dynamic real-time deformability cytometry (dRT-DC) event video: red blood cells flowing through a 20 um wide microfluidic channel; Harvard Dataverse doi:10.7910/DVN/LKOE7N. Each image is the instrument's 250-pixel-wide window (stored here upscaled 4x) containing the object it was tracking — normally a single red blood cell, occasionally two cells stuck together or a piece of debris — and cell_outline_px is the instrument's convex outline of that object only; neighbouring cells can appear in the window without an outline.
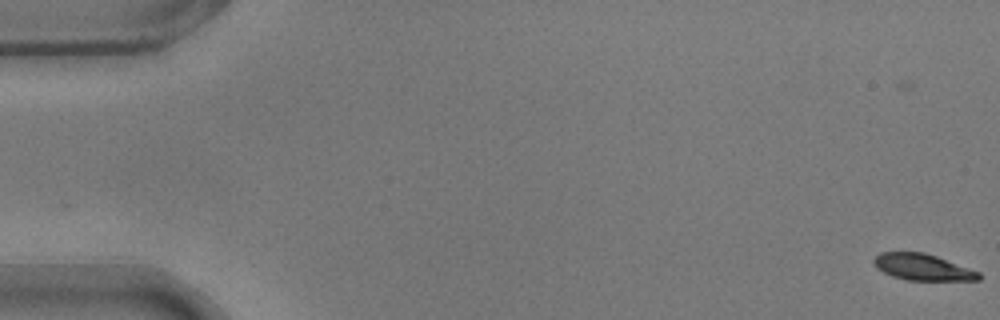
{"species": "common noctule bat (a hibernating species)", "species_latin": "Nyctalus noctula", "temperature_condition": "warm", "stored_images_in_passage": 57, "camera_frame_rate_fps": 3000, "um_per_image_px": 0.085, "animal": {"sex": "male", "body_mass_g": 17.9}, "frame": {"image": 1, "passage_image": 3, "time_ms": 0.667, "image_size_px": [1000, 320], "cell_outline_px": [[980, 280], [908, 280], [892, 276], [876, 268], [872, 260], [880, 252], [924, 252], [936, 256], [980, 272]], "centroid_in_image_um": [78.4, 22.7], "position_along_channel_um": 6.6, "area_um2": 16.01}}
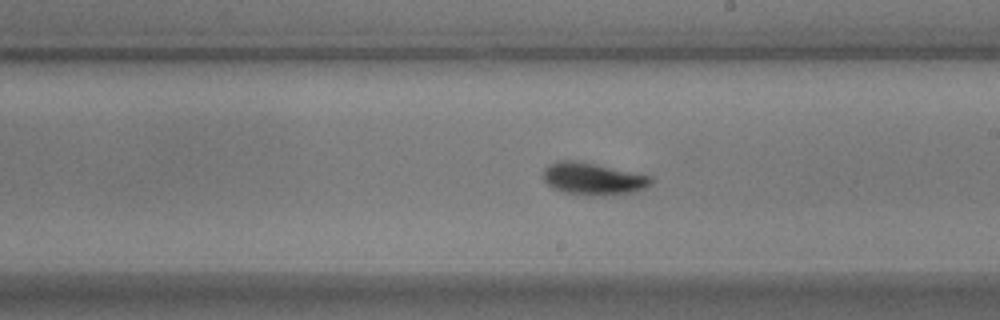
{"frame": {"image": 2, "passage_image": 34, "time_ms": 11.0, "image_size_px": [1000, 320], "cell_outline_px": [[652, 184], [636, 192], [604, 196], [600, 196], [564, 192], [552, 188], [544, 180], [544, 168], [548, 164], [556, 160], [580, 160], [652, 176]], "centroid_in_image_um": [50.42, 15.18], "position_along_channel_um": 238.6, "area_um2": 20.52}}
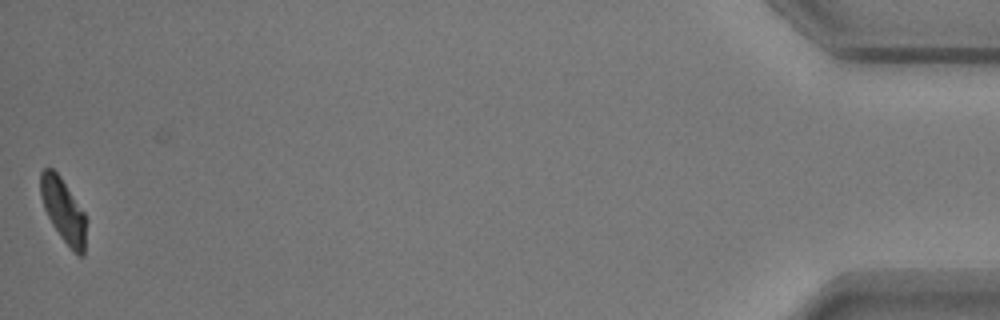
{"frame": {"image": 3, "passage_image": 57, "time_ms": 18.667, "image_size_px": [1000, 320], "cell_outline_px": [[88, 220], [84, 256], [80, 256], [60, 236], [52, 224], [44, 208], [40, 192], [40, 172], [44, 168], [52, 168], [60, 176], [84, 212]], "centroid_in_image_um": [5.41, 17.88], "position_along_channel_um": 429.8, "area_um2": 16.94}, "authors_computed_cell_mechanics": {"area_um2": 18.4382, "velocity_mm_per_s": 3.7162, "shape_relaxation_time_tau1_ms": 2.991, "shape_relaxation_time_tau2_ms": 2.052, "deformation_change_tau1": 0.1679, "deformation_change_tau2": 0.056}}